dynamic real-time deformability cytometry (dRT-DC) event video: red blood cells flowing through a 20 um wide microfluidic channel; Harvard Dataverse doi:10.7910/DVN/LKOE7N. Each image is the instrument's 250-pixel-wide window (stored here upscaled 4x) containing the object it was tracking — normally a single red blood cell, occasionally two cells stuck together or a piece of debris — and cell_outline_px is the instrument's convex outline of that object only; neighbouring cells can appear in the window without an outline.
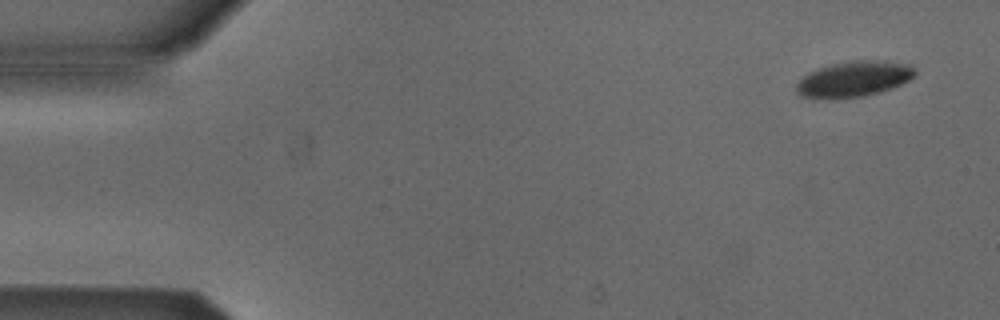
{"species": "Egyptian fruit bat (a non-hibernating species)", "species_latin": "Rousettus aegyptiacus", "temperature_condition": "cold", "stored_images_in_passage": 5, "camera_frame_rate_fps": 3000, "um_per_image_px": 0.085, "animal": {"sex": "male"}, "frame": {"image": 1, "passage_image": 1, "time_ms": 0.0, "image_size_px": [1000, 320], "cell_outline_px": [[916, 72], [908, 80], [892, 88], [864, 96], [832, 100], [828, 100], [800, 96], [796, 92], [796, 84], [808, 72], [816, 68], [832, 64], [852, 60], [888, 60], [912, 64], [916, 68]], "centroid_in_image_um": [72.56, 6.71], "position_along_channel_um": 12.4, "area_um2": 25.14}}
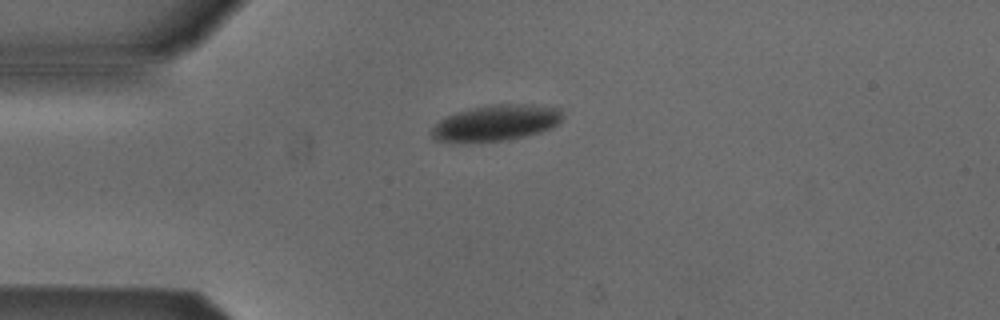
{"frame": {"image": 2, "passage_image": 3, "time_ms": 3.333, "image_size_px": [1000, 320], "cell_outline_px": [[564, 116], [560, 124], [552, 128], [540, 132], [508, 140], [436, 140], [432, 136], [432, 128], [444, 116], [456, 112], [472, 108], [492, 104], [532, 104], [560, 108]], "centroid_in_image_um": [42.26, 10.4], "position_along_channel_um": 42.7, "area_um2": 27.05}}